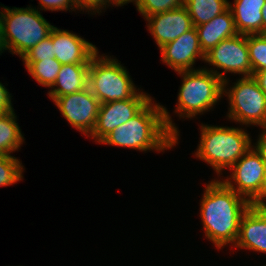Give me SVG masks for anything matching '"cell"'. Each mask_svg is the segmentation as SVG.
<instances>
[{
  "label": "cell",
  "instance_id": "obj_26",
  "mask_svg": "<svg viewBox=\"0 0 266 266\" xmlns=\"http://www.w3.org/2000/svg\"><path fill=\"white\" fill-rule=\"evenodd\" d=\"M40 8H36L39 11H76L77 5L75 3V0H38ZM71 9V10H70Z\"/></svg>",
  "mask_w": 266,
  "mask_h": 266
},
{
  "label": "cell",
  "instance_id": "obj_15",
  "mask_svg": "<svg viewBox=\"0 0 266 266\" xmlns=\"http://www.w3.org/2000/svg\"><path fill=\"white\" fill-rule=\"evenodd\" d=\"M233 247L266 254V207L251 205L243 214Z\"/></svg>",
  "mask_w": 266,
  "mask_h": 266
},
{
  "label": "cell",
  "instance_id": "obj_9",
  "mask_svg": "<svg viewBox=\"0 0 266 266\" xmlns=\"http://www.w3.org/2000/svg\"><path fill=\"white\" fill-rule=\"evenodd\" d=\"M266 164L253 146L229 169L221 180L253 206L261 207V187Z\"/></svg>",
  "mask_w": 266,
  "mask_h": 266
},
{
  "label": "cell",
  "instance_id": "obj_1",
  "mask_svg": "<svg viewBox=\"0 0 266 266\" xmlns=\"http://www.w3.org/2000/svg\"><path fill=\"white\" fill-rule=\"evenodd\" d=\"M153 98L130 120L106 135L99 144L165 152L178 145L180 132L167 108Z\"/></svg>",
  "mask_w": 266,
  "mask_h": 266
},
{
  "label": "cell",
  "instance_id": "obj_18",
  "mask_svg": "<svg viewBox=\"0 0 266 266\" xmlns=\"http://www.w3.org/2000/svg\"><path fill=\"white\" fill-rule=\"evenodd\" d=\"M89 64H63L57 78L47 92L49 98L76 93L88 87Z\"/></svg>",
  "mask_w": 266,
  "mask_h": 266
},
{
  "label": "cell",
  "instance_id": "obj_6",
  "mask_svg": "<svg viewBox=\"0 0 266 266\" xmlns=\"http://www.w3.org/2000/svg\"><path fill=\"white\" fill-rule=\"evenodd\" d=\"M104 55L100 56L98 51L90 60L88 87L91 92L100 104L132 98L140 89L126 67L113 56Z\"/></svg>",
  "mask_w": 266,
  "mask_h": 266
},
{
  "label": "cell",
  "instance_id": "obj_11",
  "mask_svg": "<svg viewBox=\"0 0 266 266\" xmlns=\"http://www.w3.org/2000/svg\"><path fill=\"white\" fill-rule=\"evenodd\" d=\"M152 96L139 90L132 98L100 104L96 126L89 136L98 144L118 126L133 118Z\"/></svg>",
  "mask_w": 266,
  "mask_h": 266
},
{
  "label": "cell",
  "instance_id": "obj_3",
  "mask_svg": "<svg viewBox=\"0 0 266 266\" xmlns=\"http://www.w3.org/2000/svg\"><path fill=\"white\" fill-rule=\"evenodd\" d=\"M199 129L200 141L194 156L211 166L218 179L226 168L229 170L251 148L253 143L246 127L202 123Z\"/></svg>",
  "mask_w": 266,
  "mask_h": 266
},
{
  "label": "cell",
  "instance_id": "obj_8",
  "mask_svg": "<svg viewBox=\"0 0 266 266\" xmlns=\"http://www.w3.org/2000/svg\"><path fill=\"white\" fill-rule=\"evenodd\" d=\"M205 62L214 67H206L205 69L216 74L222 81L227 80L226 74L228 73L238 74L241 77L252 76L247 35L237 34L234 37L220 41L205 53Z\"/></svg>",
  "mask_w": 266,
  "mask_h": 266
},
{
  "label": "cell",
  "instance_id": "obj_22",
  "mask_svg": "<svg viewBox=\"0 0 266 266\" xmlns=\"http://www.w3.org/2000/svg\"><path fill=\"white\" fill-rule=\"evenodd\" d=\"M24 165L12 155H0V187L11 186L23 180Z\"/></svg>",
  "mask_w": 266,
  "mask_h": 266
},
{
  "label": "cell",
  "instance_id": "obj_32",
  "mask_svg": "<svg viewBox=\"0 0 266 266\" xmlns=\"http://www.w3.org/2000/svg\"><path fill=\"white\" fill-rule=\"evenodd\" d=\"M261 207H266V170L261 187Z\"/></svg>",
  "mask_w": 266,
  "mask_h": 266
},
{
  "label": "cell",
  "instance_id": "obj_20",
  "mask_svg": "<svg viewBox=\"0 0 266 266\" xmlns=\"http://www.w3.org/2000/svg\"><path fill=\"white\" fill-rule=\"evenodd\" d=\"M186 7L193 26L207 23L229 8L228 0H185Z\"/></svg>",
  "mask_w": 266,
  "mask_h": 266
},
{
  "label": "cell",
  "instance_id": "obj_2",
  "mask_svg": "<svg viewBox=\"0 0 266 266\" xmlns=\"http://www.w3.org/2000/svg\"><path fill=\"white\" fill-rule=\"evenodd\" d=\"M221 177L224 176L206 183L199 208L204 235L218 251L228 244L233 248L241 218L252 205L221 181Z\"/></svg>",
  "mask_w": 266,
  "mask_h": 266
},
{
  "label": "cell",
  "instance_id": "obj_33",
  "mask_svg": "<svg viewBox=\"0 0 266 266\" xmlns=\"http://www.w3.org/2000/svg\"><path fill=\"white\" fill-rule=\"evenodd\" d=\"M136 1L137 0H113V7L115 6H117V7H122V6H124V5H126L127 3H136Z\"/></svg>",
  "mask_w": 266,
  "mask_h": 266
},
{
  "label": "cell",
  "instance_id": "obj_19",
  "mask_svg": "<svg viewBox=\"0 0 266 266\" xmlns=\"http://www.w3.org/2000/svg\"><path fill=\"white\" fill-rule=\"evenodd\" d=\"M21 132L14 110L0 114V155H11L21 148L25 141Z\"/></svg>",
  "mask_w": 266,
  "mask_h": 266
},
{
  "label": "cell",
  "instance_id": "obj_10",
  "mask_svg": "<svg viewBox=\"0 0 266 266\" xmlns=\"http://www.w3.org/2000/svg\"><path fill=\"white\" fill-rule=\"evenodd\" d=\"M50 99L72 127L87 138L92 134L96 126L100 102L89 87L76 93Z\"/></svg>",
  "mask_w": 266,
  "mask_h": 266
},
{
  "label": "cell",
  "instance_id": "obj_23",
  "mask_svg": "<svg viewBox=\"0 0 266 266\" xmlns=\"http://www.w3.org/2000/svg\"><path fill=\"white\" fill-rule=\"evenodd\" d=\"M247 46L252 75L255 72L266 70V34L247 35Z\"/></svg>",
  "mask_w": 266,
  "mask_h": 266
},
{
  "label": "cell",
  "instance_id": "obj_24",
  "mask_svg": "<svg viewBox=\"0 0 266 266\" xmlns=\"http://www.w3.org/2000/svg\"><path fill=\"white\" fill-rule=\"evenodd\" d=\"M185 4V0H137L135 4L137 11L146 17L176 9Z\"/></svg>",
  "mask_w": 266,
  "mask_h": 266
},
{
  "label": "cell",
  "instance_id": "obj_7",
  "mask_svg": "<svg viewBox=\"0 0 266 266\" xmlns=\"http://www.w3.org/2000/svg\"><path fill=\"white\" fill-rule=\"evenodd\" d=\"M229 83V78L223 81V96L229 101L226 117L241 127L242 125L265 127L266 94L253 76L241 77L231 86Z\"/></svg>",
  "mask_w": 266,
  "mask_h": 266
},
{
  "label": "cell",
  "instance_id": "obj_29",
  "mask_svg": "<svg viewBox=\"0 0 266 266\" xmlns=\"http://www.w3.org/2000/svg\"><path fill=\"white\" fill-rule=\"evenodd\" d=\"M261 133L258 135L257 141L252 146L260 154L262 161L266 164V126L261 127Z\"/></svg>",
  "mask_w": 266,
  "mask_h": 266
},
{
  "label": "cell",
  "instance_id": "obj_28",
  "mask_svg": "<svg viewBox=\"0 0 266 266\" xmlns=\"http://www.w3.org/2000/svg\"><path fill=\"white\" fill-rule=\"evenodd\" d=\"M12 97L8 89L0 82V114L15 110L12 106Z\"/></svg>",
  "mask_w": 266,
  "mask_h": 266
},
{
  "label": "cell",
  "instance_id": "obj_16",
  "mask_svg": "<svg viewBox=\"0 0 266 266\" xmlns=\"http://www.w3.org/2000/svg\"><path fill=\"white\" fill-rule=\"evenodd\" d=\"M266 0H234L229 9L238 34H263L262 8Z\"/></svg>",
  "mask_w": 266,
  "mask_h": 266
},
{
  "label": "cell",
  "instance_id": "obj_34",
  "mask_svg": "<svg viewBox=\"0 0 266 266\" xmlns=\"http://www.w3.org/2000/svg\"><path fill=\"white\" fill-rule=\"evenodd\" d=\"M262 14H263V34H266V2L262 8Z\"/></svg>",
  "mask_w": 266,
  "mask_h": 266
},
{
  "label": "cell",
  "instance_id": "obj_21",
  "mask_svg": "<svg viewBox=\"0 0 266 266\" xmlns=\"http://www.w3.org/2000/svg\"><path fill=\"white\" fill-rule=\"evenodd\" d=\"M23 63L28 74L46 88L53 86L62 65L56 58Z\"/></svg>",
  "mask_w": 266,
  "mask_h": 266
},
{
  "label": "cell",
  "instance_id": "obj_4",
  "mask_svg": "<svg viewBox=\"0 0 266 266\" xmlns=\"http://www.w3.org/2000/svg\"><path fill=\"white\" fill-rule=\"evenodd\" d=\"M182 84L177 95L173 113L180 118H196L214 108L223 98V81L204 68L179 71Z\"/></svg>",
  "mask_w": 266,
  "mask_h": 266
},
{
  "label": "cell",
  "instance_id": "obj_14",
  "mask_svg": "<svg viewBox=\"0 0 266 266\" xmlns=\"http://www.w3.org/2000/svg\"><path fill=\"white\" fill-rule=\"evenodd\" d=\"M147 29L160 49L192 29V19L183 5L176 9L146 17Z\"/></svg>",
  "mask_w": 266,
  "mask_h": 266
},
{
  "label": "cell",
  "instance_id": "obj_27",
  "mask_svg": "<svg viewBox=\"0 0 266 266\" xmlns=\"http://www.w3.org/2000/svg\"><path fill=\"white\" fill-rule=\"evenodd\" d=\"M75 3L80 12L85 11L93 15H96V13L99 15L102 10H106L111 5L113 6V0H75Z\"/></svg>",
  "mask_w": 266,
  "mask_h": 266
},
{
  "label": "cell",
  "instance_id": "obj_17",
  "mask_svg": "<svg viewBox=\"0 0 266 266\" xmlns=\"http://www.w3.org/2000/svg\"><path fill=\"white\" fill-rule=\"evenodd\" d=\"M196 29L204 54L215 47L220 41L238 34L234 17L229 8L209 22L196 26Z\"/></svg>",
  "mask_w": 266,
  "mask_h": 266
},
{
  "label": "cell",
  "instance_id": "obj_31",
  "mask_svg": "<svg viewBox=\"0 0 266 266\" xmlns=\"http://www.w3.org/2000/svg\"><path fill=\"white\" fill-rule=\"evenodd\" d=\"M0 55L7 50L3 30V6L0 8Z\"/></svg>",
  "mask_w": 266,
  "mask_h": 266
},
{
  "label": "cell",
  "instance_id": "obj_13",
  "mask_svg": "<svg viewBox=\"0 0 266 266\" xmlns=\"http://www.w3.org/2000/svg\"><path fill=\"white\" fill-rule=\"evenodd\" d=\"M55 58L63 64H90L96 45L69 30L53 27L50 32Z\"/></svg>",
  "mask_w": 266,
  "mask_h": 266
},
{
  "label": "cell",
  "instance_id": "obj_5",
  "mask_svg": "<svg viewBox=\"0 0 266 266\" xmlns=\"http://www.w3.org/2000/svg\"><path fill=\"white\" fill-rule=\"evenodd\" d=\"M36 7H6L3 5V30L7 50L21 58L47 38L53 29Z\"/></svg>",
  "mask_w": 266,
  "mask_h": 266
},
{
  "label": "cell",
  "instance_id": "obj_30",
  "mask_svg": "<svg viewBox=\"0 0 266 266\" xmlns=\"http://www.w3.org/2000/svg\"><path fill=\"white\" fill-rule=\"evenodd\" d=\"M252 76L257 81L261 90L266 94V70L255 72Z\"/></svg>",
  "mask_w": 266,
  "mask_h": 266
},
{
  "label": "cell",
  "instance_id": "obj_25",
  "mask_svg": "<svg viewBox=\"0 0 266 266\" xmlns=\"http://www.w3.org/2000/svg\"><path fill=\"white\" fill-rule=\"evenodd\" d=\"M53 46L54 45L49 34L47 38L43 39L28 52H26L21 57V60L23 62H35L55 58Z\"/></svg>",
  "mask_w": 266,
  "mask_h": 266
},
{
  "label": "cell",
  "instance_id": "obj_12",
  "mask_svg": "<svg viewBox=\"0 0 266 266\" xmlns=\"http://www.w3.org/2000/svg\"><path fill=\"white\" fill-rule=\"evenodd\" d=\"M159 50L161 61L175 72L195 70L196 60L205 59L195 26Z\"/></svg>",
  "mask_w": 266,
  "mask_h": 266
}]
</instances>
